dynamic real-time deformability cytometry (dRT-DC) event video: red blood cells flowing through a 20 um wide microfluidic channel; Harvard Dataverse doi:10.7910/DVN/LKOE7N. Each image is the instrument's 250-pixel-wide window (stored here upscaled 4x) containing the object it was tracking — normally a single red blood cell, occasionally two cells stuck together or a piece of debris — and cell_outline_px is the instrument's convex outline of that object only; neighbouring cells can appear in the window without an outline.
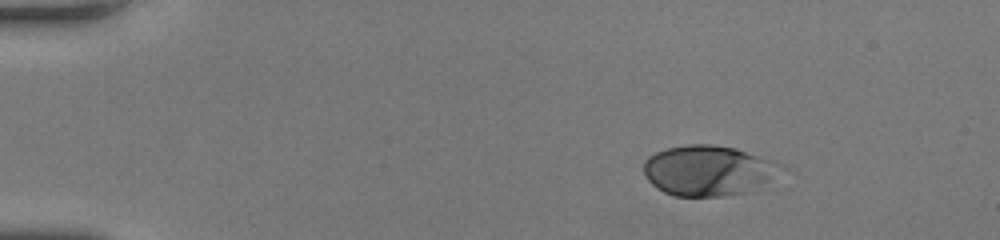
{"species": "human", "species_latin": "Homo sapiens", "temperature_condition": "room temperature", "stored_images_in_passage": 44, "segment_of_instrument_passage": [1, 2], "camera_frame_rate_fps": 3000, "um_per_image_px": 0.085, "donor": {"sex": "female"}, "frame": {"image": 1, "passage_image": 1, "time_ms": 0.0, "image_size_px": [1000, 240], "cell_outline_px": [[788, 168], [768, 180], [744, 192], [724, 196], [672, 196], [656, 188], [644, 176], [644, 160], [648, 156], [656, 152], [668, 148], [688, 144], [708, 144], [736, 148], [772, 160]], "centroid_in_image_um": [60.16, 14.48], "position_along_channel_um": 24.8, "area_um2": 40.11}}
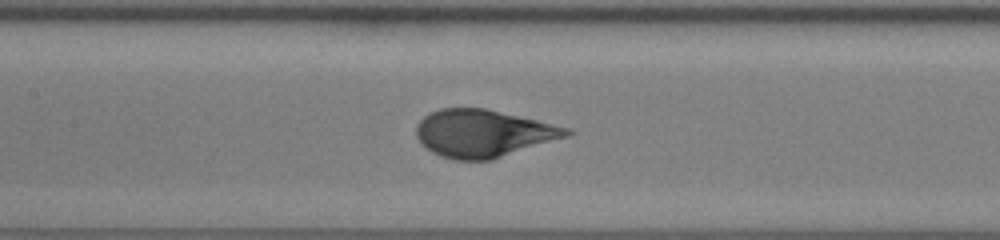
{"frame": {"image": 2, "passage_image": 18, "time_ms": 5.667, "image_size_px": [1000, 240], "cell_outline_px": [[576, 132], [568, 136], [492, 160], [456, 160], [440, 156], [424, 148], [420, 144], [416, 136], [416, 124], [428, 112], [440, 108], [484, 108], [536, 120], [568, 128]], "centroid_in_image_um": [41.02, 11.34], "position_along_channel_um": 166.4, "area_um2": 41.62}}
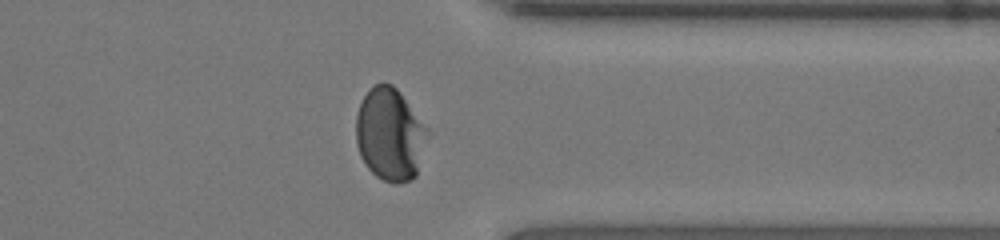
{"frame": {"image": 3, "passage_image": 33, "time_ms": 10.667, "image_size_px": [1000, 240], "cell_outline_px": [[428, 128], [416, 176], [412, 180], [400, 184], [396, 184], [384, 180], [376, 176], [364, 164], [360, 156], [356, 144], [356, 116], [360, 104], [368, 88], [384, 80], [392, 84], [400, 92]], "centroid_in_image_um": [33.11, 11.41], "position_along_channel_um": 378.3, "area_um2": 38.67}}